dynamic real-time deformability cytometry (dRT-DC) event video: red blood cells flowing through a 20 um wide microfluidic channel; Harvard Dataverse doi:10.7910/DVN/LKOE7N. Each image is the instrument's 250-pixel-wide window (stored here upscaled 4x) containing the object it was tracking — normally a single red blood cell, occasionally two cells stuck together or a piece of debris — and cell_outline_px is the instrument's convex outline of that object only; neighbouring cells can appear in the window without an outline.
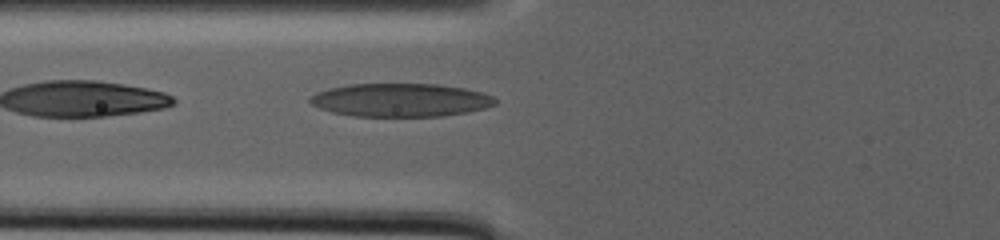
{"species": "human", "species_latin": "Homo sapiens", "temperature_condition": "warm", "stored_images_in_passage": 80, "camera_frame_rate_fps": 3000, "um_per_image_px": 0.085, "donor": {"sex": "male"}, "frame": {"image": 1, "passage_image": 5, "time_ms": 1.333, "image_size_px": [1000, 240], "cell_outline_px": [[496, 104], [484, 108], [468, 112], [444, 116], [352, 116], [332, 112], [320, 108], [312, 104], [308, 100], [308, 96], [316, 92], [328, 88], [348, 84], [440, 84], [464, 88], [484, 92], [492, 96], [496, 100]], "centroid_in_image_um": [34.03, 8.5], "position_along_channel_um": 91.8, "area_um2": 36.18}}
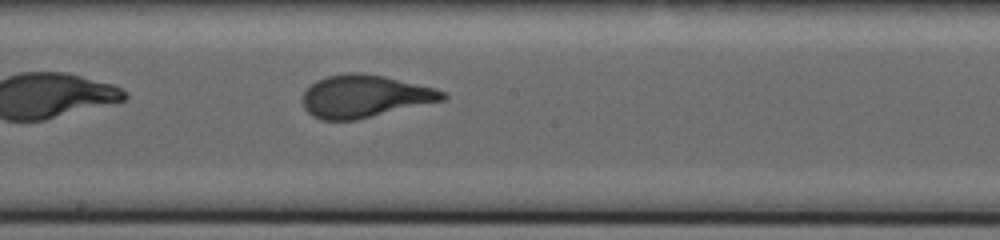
{"frame": {"image": 2, "passage_image": 28, "time_ms": 9.0, "image_size_px": [1000, 240], "cell_outline_px": [[448, 96], [444, 100], [356, 120], [320, 120], [312, 116], [304, 108], [300, 100], [304, 92], [316, 80], [328, 76], [348, 72], [360, 72], [384, 76], [436, 88], [448, 92]], "centroid_in_image_um": [30.99, 8.18], "position_along_channel_um": 217.2, "area_um2": 34.91}}
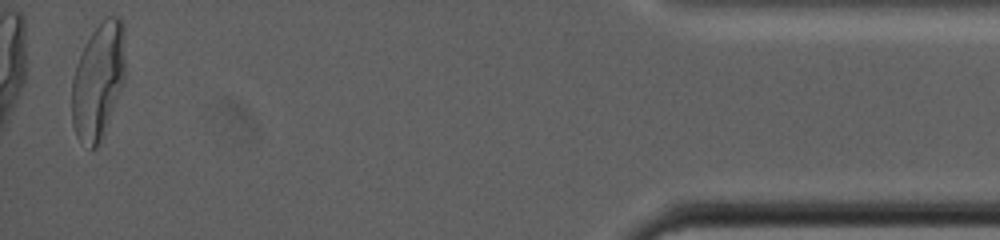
{"frame": {"image": 3, "passage_image": 78, "time_ms": 25.667, "image_size_px": [1000, 240], "cell_outline_px": [[124, 80], [104, 136], [96, 148], [92, 148], [80, 140], [76, 136], [72, 124], [72, 80], [76, 64], [92, 32], [108, 16], [120, 16], [124, 24]], "centroid_in_image_um": [8.35, 6.89], "position_along_channel_um": 426.8, "area_um2": 35.95}}